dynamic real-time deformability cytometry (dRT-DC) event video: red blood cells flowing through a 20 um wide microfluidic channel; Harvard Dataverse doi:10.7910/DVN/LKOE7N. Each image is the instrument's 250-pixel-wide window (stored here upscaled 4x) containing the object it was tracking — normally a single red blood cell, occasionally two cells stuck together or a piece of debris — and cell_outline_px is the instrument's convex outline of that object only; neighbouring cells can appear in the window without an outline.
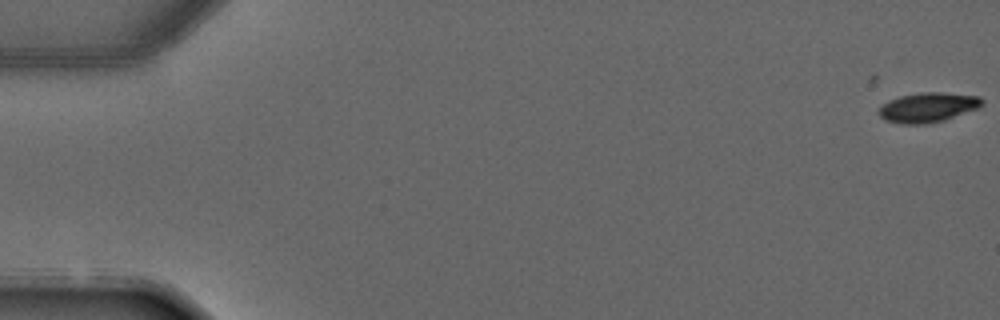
{"species": "common noctule bat (a hibernating species)", "species_latin": "Nyctalus noctula", "temperature_condition": "warm", "stored_images_in_passage": 6, "camera_frame_rate_fps": 3000, "um_per_image_px": 0.085, "animal": {"sex": "male", "forearm_length_mm": 52.5}, "frame": {"image": 1, "passage_image": 1, "time_ms": 0.0, "image_size_px": [1000, 320], "cell_outline_px": [[984, 104], [976, 108], [944, 120], [924, 124], [900, 124], [884, 120], [876, 112], [888, 100], [900, 96], [920, 92], [940, 92], [980, 96], [984, 100]], "centroid_in_image_um": [78.84, 9.12], "position_along_channel_um": 6.2, "area_um2": 17.86}}
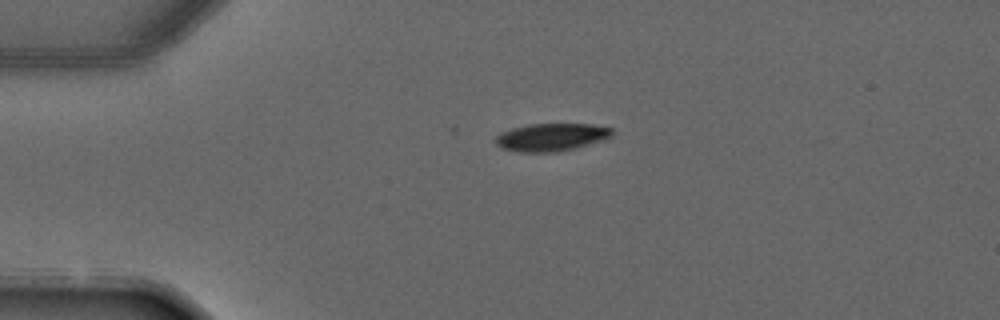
{"frame": {"image": 2, "passage_image": 4, "time_ms": 3.333, "image_size_px": [1000, 320], "cell_outline_px": [[612, 136], [604, 140], [556, 152], [516, 152], [500, 148], [496, 144], [496, 136], [500, 132], [512, 128], [528, 124], [592, 124], [612, 128]], "centroid_in_image_um": [46.83, 11.66], "position_along_channel_um": 38.2, "area_um2": 18.84}}
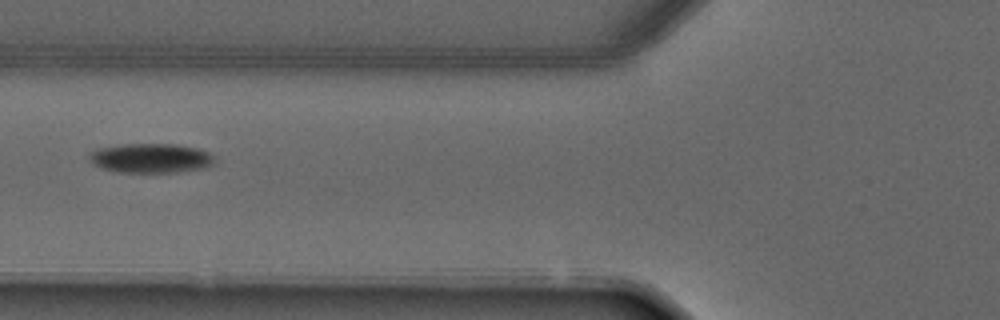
{"frame": {"image": 3, "passage_image": 6, "time_ms": 5.667, "image_size_px": [1000, 320], "cell_outline_px": [[216, 160], [212, 164], [204, 168], [176, 172], [120, 172], [100, 168], [92, 164], [88, 160], [88, 156], [96, 148], [120, 144], [176, 144], [196, 148], [208, 152]], "centroid_in_image_um": [12.77, 13.44], "position_along_channel_um": 113.0, "area_um2": 21.62}}